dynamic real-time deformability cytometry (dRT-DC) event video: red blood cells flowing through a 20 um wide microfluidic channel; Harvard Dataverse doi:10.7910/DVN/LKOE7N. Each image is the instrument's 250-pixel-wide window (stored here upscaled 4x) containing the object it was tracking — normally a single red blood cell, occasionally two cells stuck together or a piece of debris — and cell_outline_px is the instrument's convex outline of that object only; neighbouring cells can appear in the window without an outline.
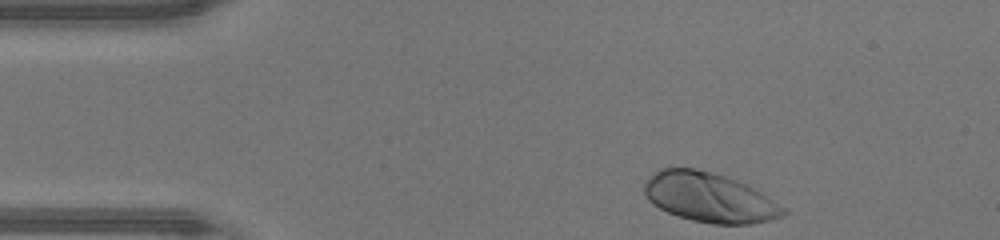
{"species": "human", "species_latin": "Homo sapiens", "temperature_condition": "warm", "stored_images_in_passage": 32, "camera_frame_rate_fps": 3000, "um_per_image_px": 0.085, "donor": {"sex": "male"}, "frame": {"image": 1, "passage_image": 1, "time_ms": 0.0, "image_size_px": [1000, 240], "cell_outline_px": [[788, 212], [780, 216], [768, 220], [752, 224], [712, 224], [692, 220], [668, 212], [652, 204], [644, 196], [644, 184], [648, 176], [660, 168], [696, 168], [712, 172], [748, 184], [784, 208]], "centroid_in_image_um": [60.25, 16.77], "position_along_channel_um": 24.8, "area_um2": 40.0}}
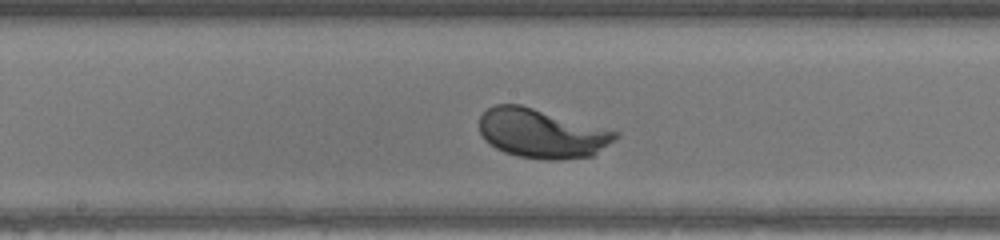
{"frame": {"image": 2, "passage_image": 18, "time_ms": 5.667, "image_size_px": [1000, 240], "cell_outline_px": [[620, 136], [592, 156], [556, 160], [544, 160], [520, 156], [504, 152], [496, 148], [484, 140], [480, 132], [480, 116], [488, 108], [496, 104], [520, 104], [620, 132]], "centroid_in_image_um": [46.05, 11.34], "position_along_channel_um": 202.2, "area_um2": 38.9}}
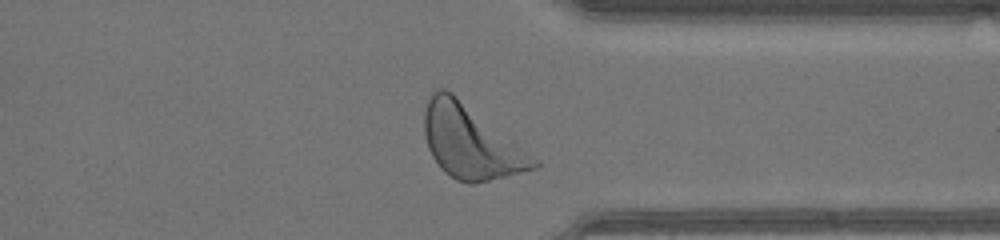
{"frame": {"image": 3, "passage_image": 30, "time_ms": 9.667, "image_size_px": [1000, 240], "cell_outline_px": [[540, 164], [536, 168], [476, 184], [468, 184], [456, 180], [444, 172], [440, 168], [432, 156], [428, 148], [424, 136], [424, 112], [428, 100], [432, 92], [436, 88], [444, 88], [452, 92], [540, 160]], "centroid_in_image_um": [39.99, 12.08], "position_along_channel_um": 371.4, "area_um2": 46.7}, "authors_computed_cell_mechanics": {"area_um2": 38.8416, "velocity_mm_per_s": 4.3257, "shape_relaxation_time_tau1_ms": 1.4656, "shape_relaxation_time_tau2_ms": null, "deformation_change_tau1": 0.1641, "deformation_change_tau2": null}}